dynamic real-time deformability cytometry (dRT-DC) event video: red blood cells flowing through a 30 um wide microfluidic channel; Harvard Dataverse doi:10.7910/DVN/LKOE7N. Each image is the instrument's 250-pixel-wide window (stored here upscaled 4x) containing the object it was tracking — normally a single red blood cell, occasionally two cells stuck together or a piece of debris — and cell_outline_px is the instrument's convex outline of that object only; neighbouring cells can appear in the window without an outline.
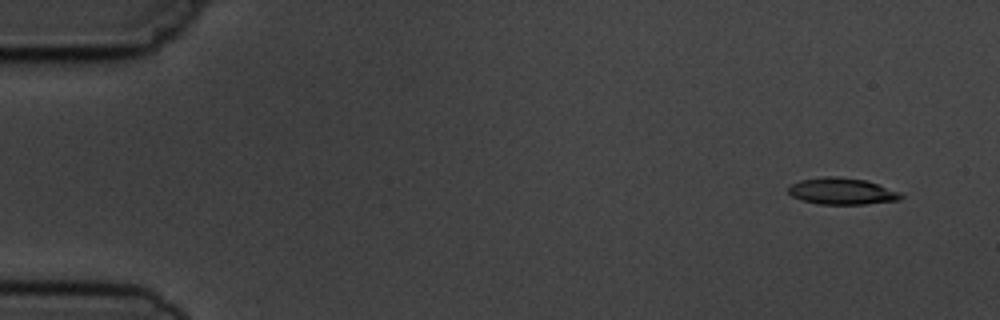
{"species": "common noctule bat (a hibernating species)", "species_latin": "Nyctalus noctula", "temperature_condition": "cold", "stored_images_in_passage": 5, "camera_frame_rate_fps": 3000, "um_per_image_px": 0.085, "animal": {"sex": "male", "body_mass_g": 19.5, "forearm_length_mm": 54.6}, "frame": {"image": 1, "passage_image": 1, "time_ms": 0.0, "image_size_px": [1000, 320], "cell_outline_px": [[904, 196], [900, 200], [864, 204], [816, 204], [792, 196], [788, 192], [788, 184], [800, 180], [824, 176], [840, 176], [864, 180], [900, 192]], "centroid_in_image_um": [71.53, 16.25], "position_along_channel_um": 13.5, "area_um2": 17.46}}
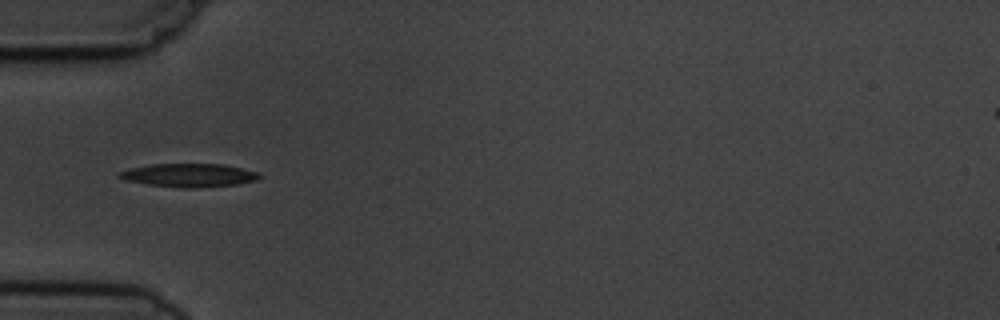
{"frame": {"image": 2, "passage_image": 5, "time_ms": 4.667, "image_size_px": [1000, 320], "cell_outline_px": [[260, 176], [256, 180], [236, 184], [192, 188], [180, 188], [148, 184], [124, 180], [116, 176], [116, 172], [128, 168], [152, 164], [224, 164], [256, 172]], "centroid_in_image_um": [15.96, 14.89], "position_along_channel_um": 69.0, "area_um2": 19.02}}